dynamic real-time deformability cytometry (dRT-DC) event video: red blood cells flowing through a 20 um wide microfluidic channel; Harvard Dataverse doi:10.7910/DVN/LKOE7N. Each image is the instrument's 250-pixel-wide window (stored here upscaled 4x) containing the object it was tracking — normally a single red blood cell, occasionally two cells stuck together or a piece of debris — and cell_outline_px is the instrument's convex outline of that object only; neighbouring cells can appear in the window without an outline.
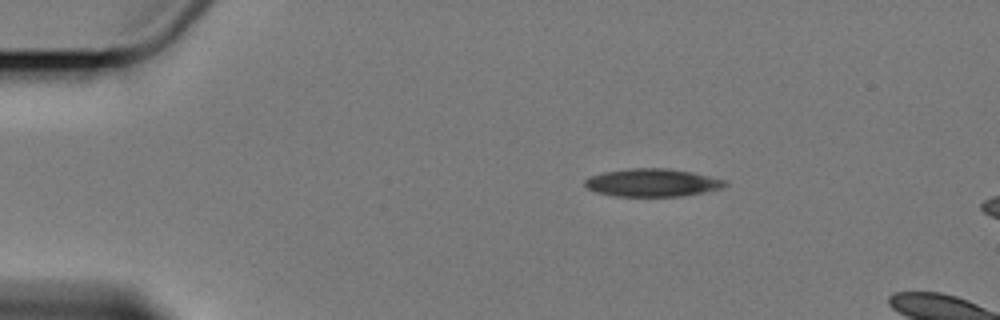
{"species": "Egyptian fruit bat (a non-hibernating species)", "species_latin": "Rousettus aegyptiacus", "temperature_condition": "cold", "stored_images_in_passage": 4, "camera_frame_rate_fps": 3000, "um_per_image_px": 0.085, "animal": {"sex": "female"}, "frame": {"image": 1, "passage_image": 2, "time_ms": 1.0, "image_size_px": [1000, 320], "cell_outline_px": [[728, 184], [724, 188], [704, 192], [680, 196], [616, 196], [596, 192], [588, 188], [584, 184], [584, 180], [588, 176], [604, 172], [628, 168], [668, 168], [692, 172], [728, 180]], "centroid_in_image_um": [55.47, 15.52], "position_along_channel_um": 29.5, "area_um2": 22.95}}